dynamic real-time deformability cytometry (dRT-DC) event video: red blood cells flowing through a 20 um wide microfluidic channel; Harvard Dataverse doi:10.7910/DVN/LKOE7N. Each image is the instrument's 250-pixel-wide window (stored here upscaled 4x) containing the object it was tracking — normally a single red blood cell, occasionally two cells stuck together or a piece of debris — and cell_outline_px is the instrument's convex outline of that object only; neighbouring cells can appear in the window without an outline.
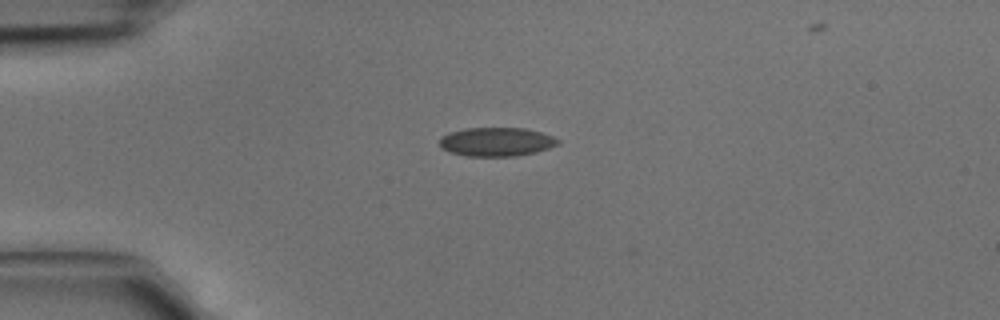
{"species": "common noctule bat (a hibernating species)", "species_latin": "Nyctalus noctula", "temperature_condition": "cold", "stored_images_in_passage": 2, "camera_frame_rate_fps": 3000, "um_per_image_px": 0.085, "animal": {"sex": "male", "body_mass_g": 15.6}, "frame": {"image": 1, "passage_image": 2, "time_ms": 0.333, "image_size_px": [1000, 320], "cell_outline_px": [[560, 144], [536, 152], [516, 156], [464, 156], [448, 152], [440, 148], [440, 136], [464, 128], [524, 128], [540, 132], [552, 136], [560, 140]], "centroid_in_image_um": [42.18, 12.06], "position_along_channel_um": 42.8, "area_um2": 20.0}}